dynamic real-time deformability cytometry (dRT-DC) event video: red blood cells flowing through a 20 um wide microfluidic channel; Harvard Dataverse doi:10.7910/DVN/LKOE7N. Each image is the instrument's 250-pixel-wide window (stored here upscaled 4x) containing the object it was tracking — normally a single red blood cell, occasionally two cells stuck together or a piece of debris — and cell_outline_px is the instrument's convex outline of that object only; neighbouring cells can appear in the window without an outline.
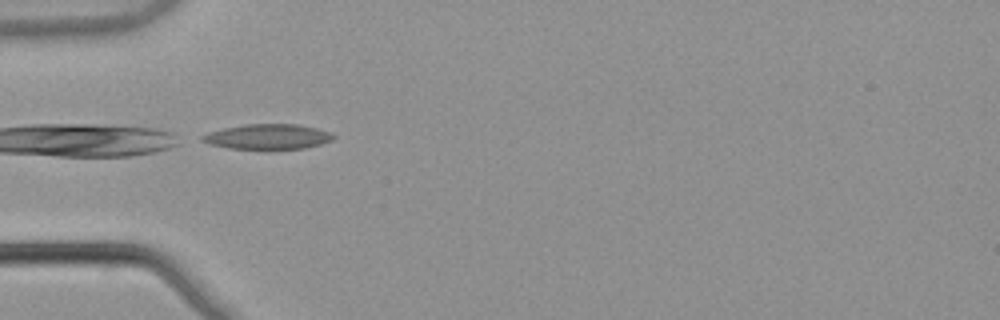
{"species": "common noctule bat (a hibernating species)", "species_latin": "Nyctalus noctula", "temperature_condition": "warm", "stored_images_in_passage": 5, "camera_frame_rate_fps": 3000, "um_per_image_px": 0.085, "animal": {"sex": "male", "body_mass_g": 21.5, "forearm_length_mm": 52.0}, "frame": {"image": 1, "passage_image": 4, "time_ms": 1.0, "image_size_px": [1000, 320], "cell_outline_px": [[336, 136], [332, 140], [320, 144], [304, 148], [228, 148], [208, 144], [200, 140], [200, 136], [208, 132], [224, 128], [244, 124], [296, 124], [316, 128], [332, 132]], "centroid_in_image_um": [22.74, 11.6], "position_along_channel_um": 62.3, "area_um2": 19.07}}
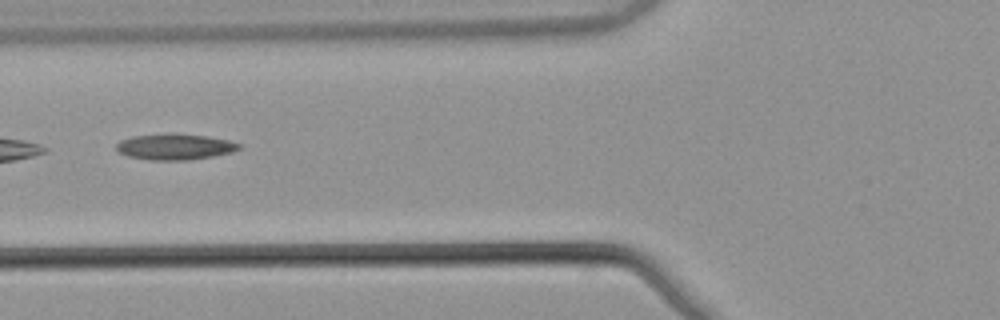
{"frame": {"image": 2, "passage_image": 5, "time_ms": 1.333, "image_size_px": [1000, 320], "cell_outline_px": [[240, 148], [232, 152], [212, 156], [188, 160], [148, 160], [128, 156], [120, 152], [116, 148], [116, 144], [120, 140], [132, 136], [172, 132], [208, 136], [228, 140], [240, 144]], "centroid_in_image_um": [14.84, 12.46], "position_along_channel_um": 111.0, "area_um2": 18.73}}